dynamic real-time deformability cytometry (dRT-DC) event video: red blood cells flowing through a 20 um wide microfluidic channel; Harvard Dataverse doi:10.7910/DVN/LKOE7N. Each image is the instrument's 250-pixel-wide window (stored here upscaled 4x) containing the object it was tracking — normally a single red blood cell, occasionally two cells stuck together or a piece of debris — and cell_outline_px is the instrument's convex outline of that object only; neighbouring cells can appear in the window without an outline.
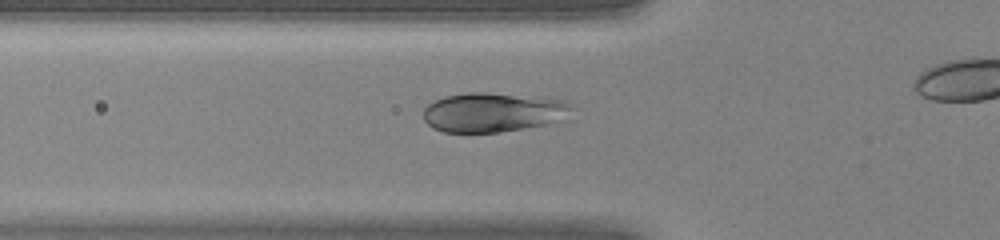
{"species": "human", "species_latin": "Homo sapiens", "temperature_condition": "warm", "stored_images_in_passage": 32, "camera_frame_rate_fps": 3000, "um_per_image_px": 0.085, "donor": {"sex": "female"}, "frame": {"image": 1, "passage_image": 11, "time_ms": 3.333, "image_size_px": [1000, 240], "cell_outline_px": [[576, 108], [544, 124], [524, 128], [500, 132], [444, 132], [432, 128], [424, 120], [424, 108], [428, 104], [444, 96], [468, 92], [484, 92], [564, 100], [572, 104]], "centroid_in_image_um": [41.81, 9.54], "position_along_channel_um": 84.0, "area_um2": 33.41}}
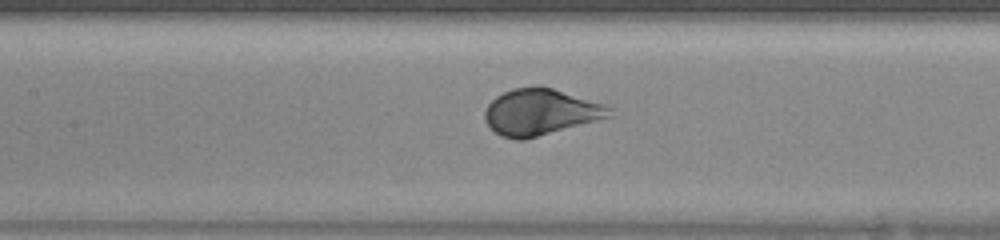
{"frame": {"image": 2, "passage_image": 16, "time_ms": 5.0, "image_size_px": [1000, 240], "cell_outline_px": [[612, 116], [524, 140], [516, 140], [500, 136], [484, 120], [484, 112], [488, 104], [496, 96], [512, 88], [540, 84], [604, 104], [612, 108]], "centroid_in_image_um": [45.92, 9.51], "position_along_channel_um": 161.5, "area_um2": 33.7}}
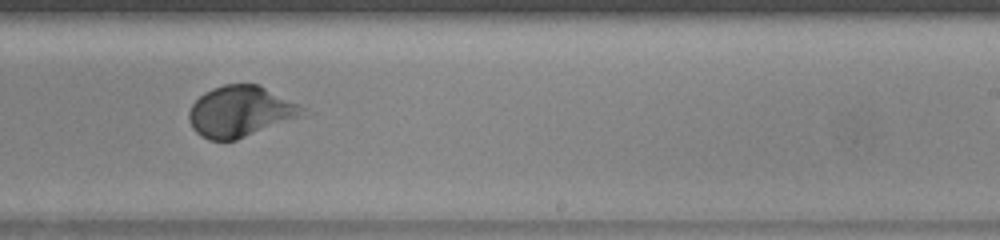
{"frame": {"image": 3, "passage_image": 23, "time_ms": 7.333, "image_size_px": [1000, 240], "cell_outline_px": [[316, 112], [236, 140], [208, 140], [200, 136], [192, 128], [188, 120], [188, 112], [192, 104], [204, 92], [212, 88], [224, 84], [260, 84]], "centroid_in_image_um": [20.52, 9.47], "position_along_channel_um": 268.5, "area_um2": 34.56}}